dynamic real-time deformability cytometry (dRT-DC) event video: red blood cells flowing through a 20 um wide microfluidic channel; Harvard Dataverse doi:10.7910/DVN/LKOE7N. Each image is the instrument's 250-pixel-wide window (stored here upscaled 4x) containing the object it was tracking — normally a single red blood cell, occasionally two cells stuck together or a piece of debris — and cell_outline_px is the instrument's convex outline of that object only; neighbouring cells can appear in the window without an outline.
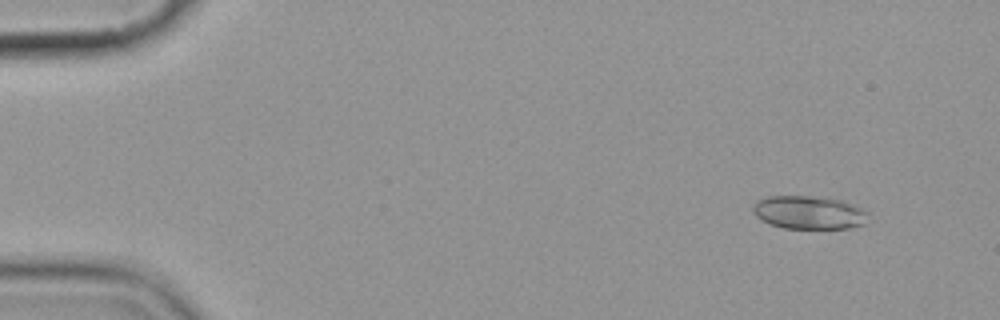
{"species": "common noctule bat (a hibernating species)", "species_latin": "Nyctalus noctula", "temperature_condition": "cold", "stored_images_in_passage": 6, "camera_frame_rate_fps": 3000, "um_per_image_px": 0.085, "animal": {"sex": "female", "body_mass_g": 19.9}, "frame": {"image": 1, "passage_image": 2, "time_ms": 1.333, "image_size_px": [1000, 320], "cell_outline_px": [[868, 212], [864, 224], [848, 228], [784, 228], [772, 224], [756, 216], [752, 212], [752, 204], [768, 196], [812, 196], [840, 200]], "centroid_in_image_um": [68.72, 18.06], "position_along_channel_um": 16.3, "area_um2": 21.91}}
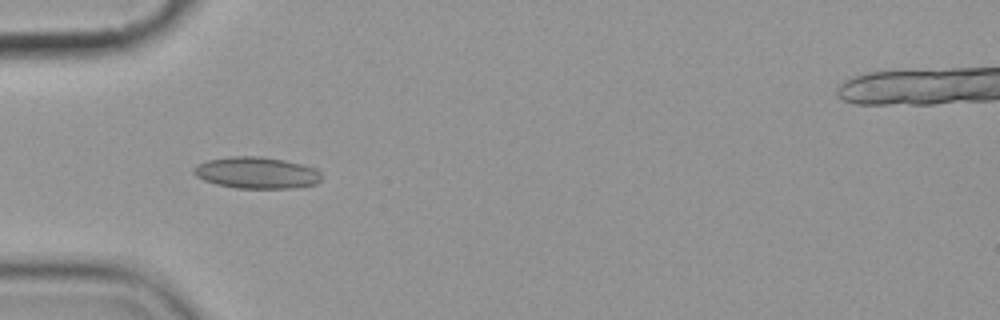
{"frame": {"image": 2, "passage_image": 6, "time_ms": 5.667, "image_size_px": [1000, 320], "cell_outline_px": [[320, 180], [316, 184], [292, 188], [236, 188], [216, 184], [204, 180], [196, 176], [192, 172], [192, 168], [196, 164], [208, 160], [232, 156], [260, 156], [284, 160], [304, 164], [316, 168], [320, 172]], "centroid_in_image_um": [21.8, 14.68], "position_along_channel_um": 63.2, "area_um2": 23.64}}